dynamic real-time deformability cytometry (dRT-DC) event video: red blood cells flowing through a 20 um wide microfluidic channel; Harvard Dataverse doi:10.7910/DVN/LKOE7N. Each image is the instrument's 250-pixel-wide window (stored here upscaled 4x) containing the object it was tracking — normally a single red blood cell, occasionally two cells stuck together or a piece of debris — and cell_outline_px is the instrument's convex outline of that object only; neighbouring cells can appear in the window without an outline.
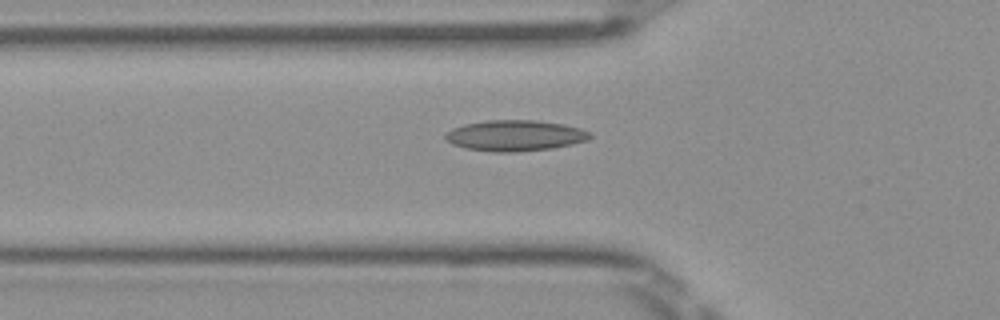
{"species": "Egyptian fruit bat (a non-hibernating species)", "species_latin": "Rousettus aegyptiacus", "temperature_condition": "room temperature", "stored_images_in_passage": 33, "camera_frame_rate_fps": 3000, "um_per_image_px": 0.085, "frame": {"image": 1, "passage_image": 2, "time_ms": 0.333, "image_size_px": [1000, 320], "cell_outline_px": [[592, 136], [588, 140], [572, 144], [552, 148], [516, 152], [492, 152], [464, 148], [452, 144], [444, 140], [444, 132], [452, 128], [464, 124], [488, 120], [536, 120], [564, 124], [580, 128], [592, 132]], "centroid_in_image_um": [43.75, 11.52], "position_along_channel_um": 82.0, "area_um2": 26.36}}
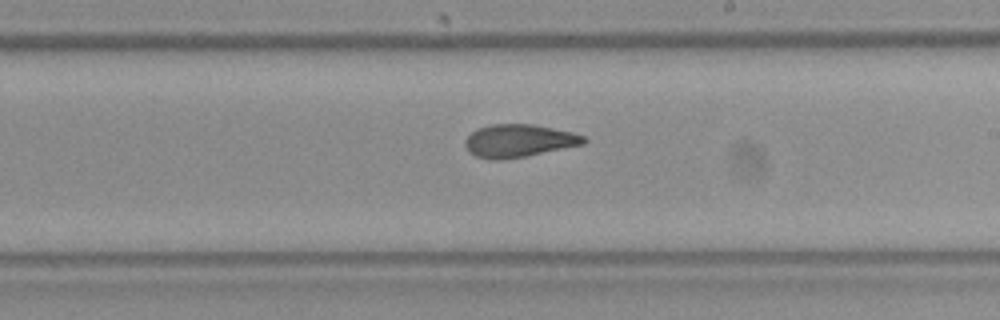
{"frame": {"image": 2, "passage_image": 14, "time_ms": 4.333, "image_size_px": [1000, 320], "cell_outline_px": [[588, 140], [584, 144], [528, 156], [504, 160], [492, 160], [476, 156], [468, 152], [464, 144], [464, 140], [476, 128], [492, 124], [532, 124], [572, 132], [584, 136]], "centroid_in_image_um": [44.08, 11.97], "position_along_channel_um": 244.9, "area_um2": 22.89}}
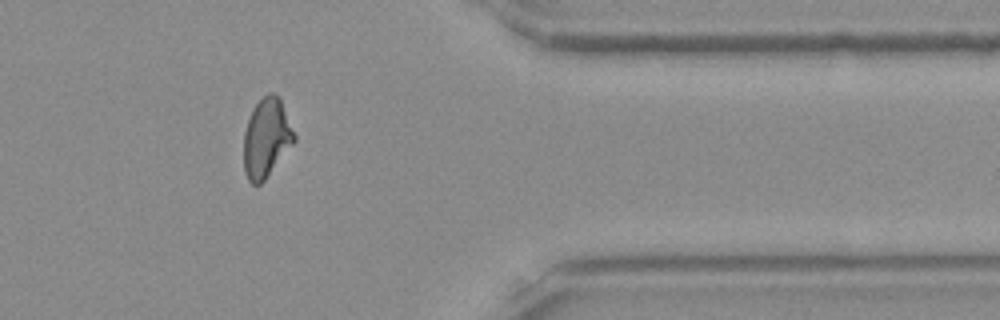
{"frame": {"image": 3, "passage_image": 26, "time_ms": 8.333, "image_size_px": [1000, 320], "cell_outline_px": [[296, 140], [264, 180], [260, 184], [252, 184], [248, 180], [244, 172], [244, 132], [252, 108], [268, 92], [272, 92], [280, 96], [296, 136]], "centroid_in_image_um": [22.65, 11.7], "position_along_channel_um": 388.7, "area_um2": 23.24}, "authors_computed_cell_mechanics": {"area_um2": 22.7154, "velocity_mm_per_s": 4.0535, "shape_relaxation_time_tau1_ms": null, "shape_relaxation_time_tau2_ms": 2.0243, "deformation_change_tau1": null, "deformation_change_tau2": 0.0914}}